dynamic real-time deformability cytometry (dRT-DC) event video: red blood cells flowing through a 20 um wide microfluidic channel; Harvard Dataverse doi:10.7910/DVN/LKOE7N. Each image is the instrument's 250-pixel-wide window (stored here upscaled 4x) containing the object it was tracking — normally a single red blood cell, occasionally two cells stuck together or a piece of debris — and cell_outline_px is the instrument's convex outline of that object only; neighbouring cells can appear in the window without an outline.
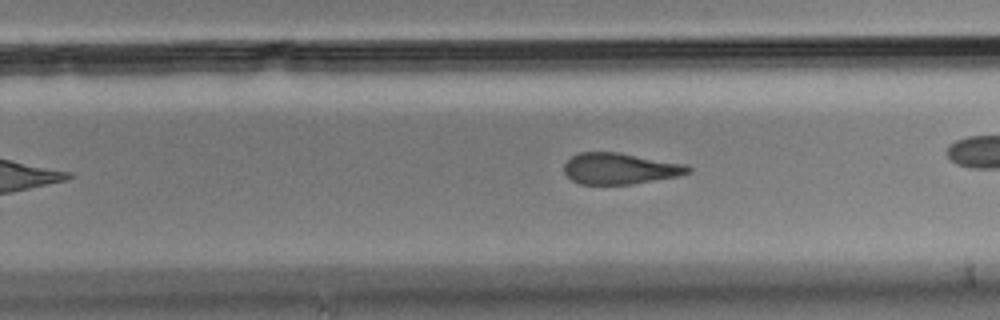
{"species": "Egyptian fruit bat (a non-hibernating species)", "species_latin": "Rousettus aegyptiacus", "temperature_condition": "cold", "stored_images_in_passage": 37, "camera_frame_rate_fps": 3000, "um_per_image_px": 0.085, "animal": {"sex": "male"}, "frame": {"image": 1, "passage_image": 27, "time_ms": 8.667, "image_size_px": [1000, 320], "cell_outline_px": [[692, 172], [676, 176], [632, 184], [580, 184], [572, 180], [564, 172], [564, 164], [572, 156], [580, 152], [620, 152], [688, 164], [692, 168]], "centroid_in_image_um": [52.73, 14.32], "position_along_channel_um": 277.1, "area_um2": 22.66}}